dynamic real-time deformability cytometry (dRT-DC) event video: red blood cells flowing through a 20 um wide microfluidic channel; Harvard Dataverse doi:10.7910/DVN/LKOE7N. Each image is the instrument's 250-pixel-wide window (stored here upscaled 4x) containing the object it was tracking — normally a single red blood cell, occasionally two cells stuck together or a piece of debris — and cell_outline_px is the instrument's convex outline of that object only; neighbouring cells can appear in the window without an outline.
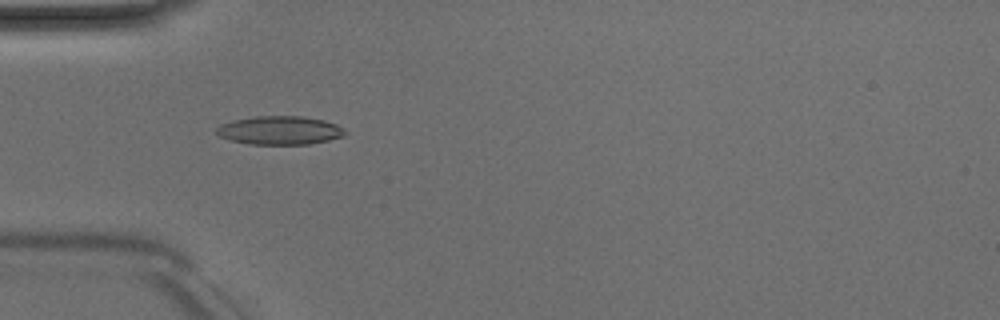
{"species": "Egyptian fruit bat (a non-hibernating species)", "species_latin": "Rousettus aegyptiacus", "temperature_condition": "room temperature", "stored_images_in_passage": 6, "camera_frame_rate_fps": 3000, "um_per_image_px": 0.085, "animal": {"sex": "male"}, "frame": {"image": 1, "passage_image": 4, "time_ms": 5.0, "image_size_px": [1000, 320], "cell_outline_px": [[344, 136], [328, 140], [308, 144], [248, 144], [232, 140], [220, 136], [216, 132], [216, 128], [220, 124], [236, 120], [256, 116], [304, 116], [324, 120], [336, 124], [344, 128]], "centroid_in_image_um": [23.79, 11.07], "position_along_channel_um": 61.2, "area_um2": 21.21}}
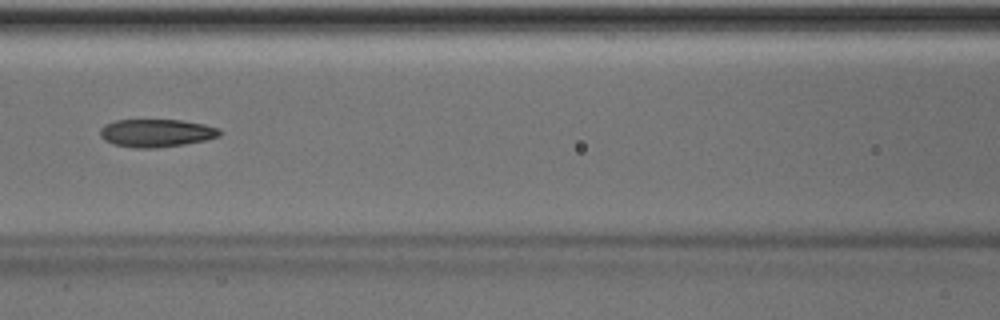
{"frame": {"image": 2, "passage_image": 6, "time_ms": 7.333, "image_size_px": [1000, 320], "cell_outline_px": [[224, 132], [220, 136], [208, 140], [184, 144], [156, 148], [136, 148], [112, 144], [104, 140], [100, 136], [100, 128], [104, 124], [116, 120], [184, 120], [204, 124], [220, 128]], "centroid_in_image_um": [13.32, 11.3], "position_along_channel_um": 153.3, "area_um2": 19.77}}